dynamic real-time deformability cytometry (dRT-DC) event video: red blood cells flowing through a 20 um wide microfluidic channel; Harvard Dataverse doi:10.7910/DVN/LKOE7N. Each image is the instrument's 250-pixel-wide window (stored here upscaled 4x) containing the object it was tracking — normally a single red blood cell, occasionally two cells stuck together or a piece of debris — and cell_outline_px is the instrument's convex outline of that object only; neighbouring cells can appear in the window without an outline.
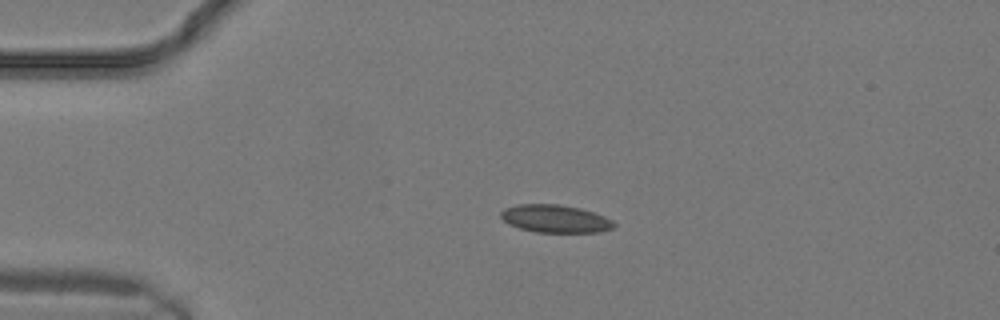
{"species": "common noctule bat (a hibernating species)", "species_latin": "Nyctalus noctula", "temperature_condition": "warm", "stored_images_in_passage": 15, "camera_frame_rate_fps": 3000, "um_per_image_px": 0.085, "animal": {"sex": "male", "body_mass_g": 19.2, "forearm_length_mm": 51.8}, "frame": {"image": 1, "passage_image": 5, "time_ms": 1.333, "image_size_px": [1000, 320], "cell_outline_px": [[616, 224], [612, 228], [600, 232], [536, 232], [520, 228], [508, 224], [500, 216], [500, 212], [504, 208], [516, 204], [556, 204], [580, 208], [604, 216], [612, 220]], "centroid_in_image_um": [47.17, 18.59], "position_along_channel_um": 37.8, "area_um2": 18.26}}
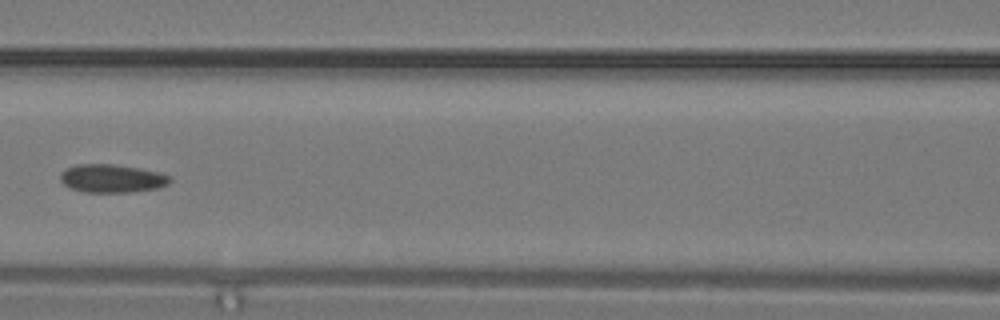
{"frame": {"image": 2, "passage_image": 11, "time_ms": 3.333, "image_size_px": [1000, 320], "cell_outline_px": [[172, 180], [168, 184], [156, 188], [132, 192], [84, 192], [72, 188], [64, 184], [60, 180], [60, 172], [76, 164], [112, 164], [160, 172], [172, 176]], "centroid_in_image_um": [9.53, 15.17], "position_along_channel_um": 157.1, "area_um2": 17.98}}
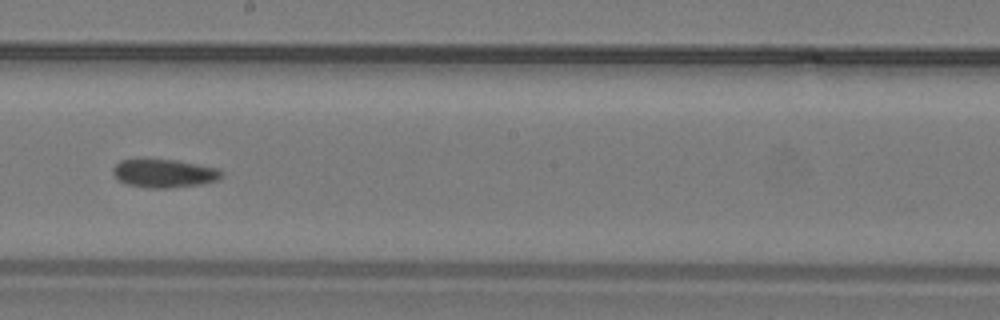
{"frame": {"image": 3, "passage_image": 14, "time_ms": 4.333, "image_size_px": [1000, 320], "cell_outline_px": [[224, 172], [216, 180], [200, 184], [164, 188], [148, 188], [128, 184], [120, 180], [112, 172], [112, 168], [120, 160], [176, 160], [220, 168]], "centroid_in_image_um": [13.97, 14.73], "position_along_channel_um": 234.2, "area_um2": 17.63}}